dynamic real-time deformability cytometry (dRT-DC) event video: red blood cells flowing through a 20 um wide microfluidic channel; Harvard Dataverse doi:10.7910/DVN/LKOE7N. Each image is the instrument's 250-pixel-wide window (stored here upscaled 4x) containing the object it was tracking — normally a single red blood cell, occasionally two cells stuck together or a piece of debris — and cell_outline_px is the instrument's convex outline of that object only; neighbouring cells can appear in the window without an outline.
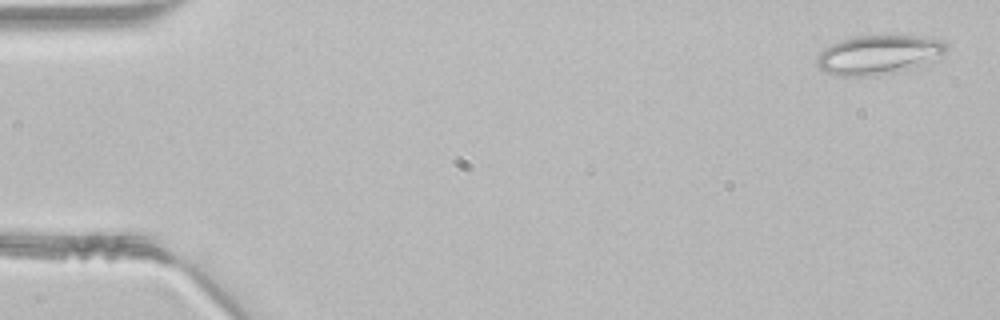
{"species": "common noctule bat (a hibernating species)", "species_latin": "Nyctalus noctula", "temperature_condition": "room temperature", "stored_images_in_passage": 45, "camera_frame_rate_fps": 3000, "um_per_image_px": 0.085, "animal": {"sex": "male", "body_mass_g": 21.5, "forearm_length_mm": 52.0}, "frame": {"image": 1, "passage_image": 1, "time_ms": 0.0, "image_size_px": [1000, 320], "cell_outline_px": [[948, 52], [908, 68], [896, 72], [876, 76], [836, 76], [824, 72], [816, 64], [816, 56], [824, 48], [832, 44], [856, 36], [920, 36], [944, 40], [948, 44]], "centroid_in_image_um": [74.64, 4.66], "position_along_channel_um": 10.4, "area_um2": 29.36}}
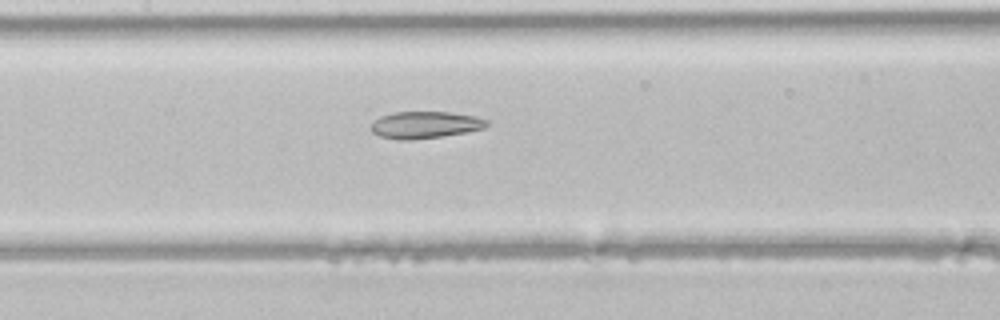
{"frame": {"image": 2, "passage_image": 21, "time_ms": 6.667, "image_size_px": [1000, 320], "cell_outline_px": [[488, 124], [484, 128], [464, 132], [440, 136], [412, 140], [400, 140], [380, 136], [372, 132], [372, 124], [380, 116], [392, 112], [448, 112], [476, 116], [488, 120]], "centroid_in_image_um": [36.13, 10.61], "position_along_channel_um": 171.3, "area_um2": 17.98}}
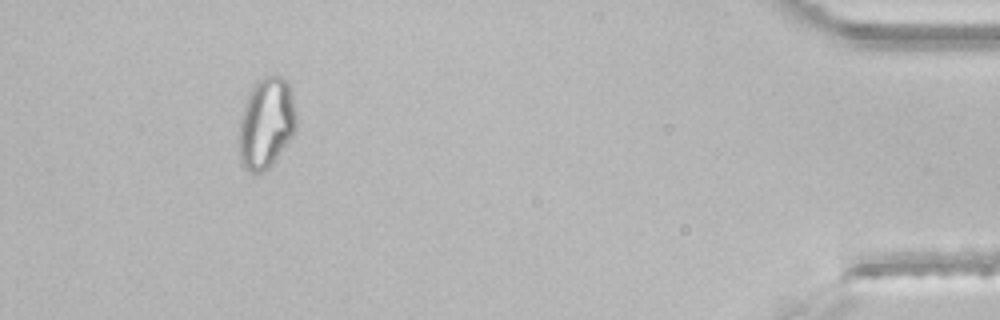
{"frame": {"image": 3, "passage_image": 42, "time_ms": 13.667, "image_size_px": [1000, 320], "cell_outline_px": [[296, 128], [292, 136], [276, 160], [268, 168], [260, 172], [252, 172], [244, 168], [240, 160], [236, 144], [240, 120], [244, 104], [252, 84], [256, 80], [264, 76], [280, 76], [288, 80], [292, 96], [296, 116]], "centroid_in_image_um": [22.59, 10.46], "position_along_channel_um": 412.6, "area_um2": 30.87}}